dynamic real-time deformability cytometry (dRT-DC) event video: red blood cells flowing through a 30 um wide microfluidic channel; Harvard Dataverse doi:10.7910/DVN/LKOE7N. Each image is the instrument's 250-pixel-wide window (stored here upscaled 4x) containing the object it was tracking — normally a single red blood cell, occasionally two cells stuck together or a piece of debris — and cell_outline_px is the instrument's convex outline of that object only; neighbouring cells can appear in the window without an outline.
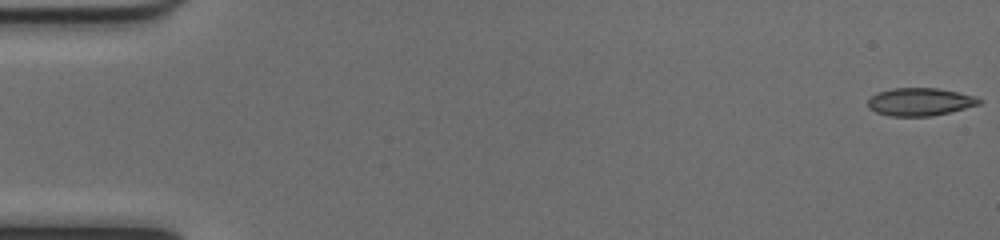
{"species": "common noctule bat (a hibernating species)", "species_latin": "Nyctalus noctula", "temperature_condition": "cold", "stored_images_in_passage": 51, "camera_frame_rate_fps": 3000, "um_per_image_px": 0.085, "animal": {"sex": "female", "body_mass_g": 17.0, "forearm_length_mm": 48.0}, "frame": {"image": 1, "passage_image": 1, "time_ms": 0.0, "image_size_px": [1000, 240], "cell_outline_px": [[984, 100], [980, 104], [932, 116], [888, 116], [876, 112], [868, 108], [868, 100], [876, 92], [892, 88], [940, 88], [976, 96]], "centroid_in_image_um": [78.19, 8.65], "position_along_channel_um": 6.8, "area_um2": 18.15}}
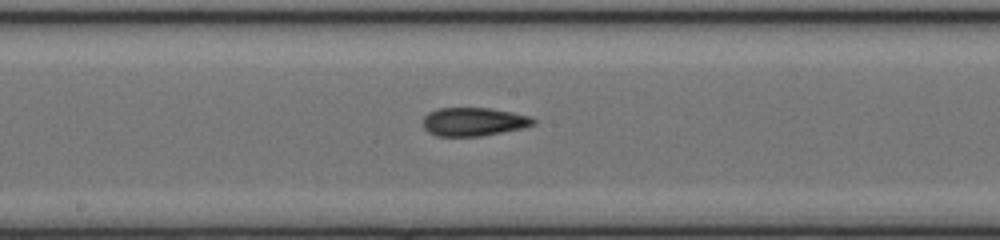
{"frame": {"image": 2, "passage_image": 28, "time_ms": 9.0, "image_size_px": [1000, 240], "cell_outline_px": [[536, 124], [524, 128], [480, 136], [436, 136], [428, 132], [424, 128], [424, 116], [428, 112], [436, 108], [488, 108], [512, 112], [528, 116], [536, 120]], "centroid_in_image_um": [40.25, 10.35], "position_along_channel_um": 207.9, "area_um2": 18.32}}
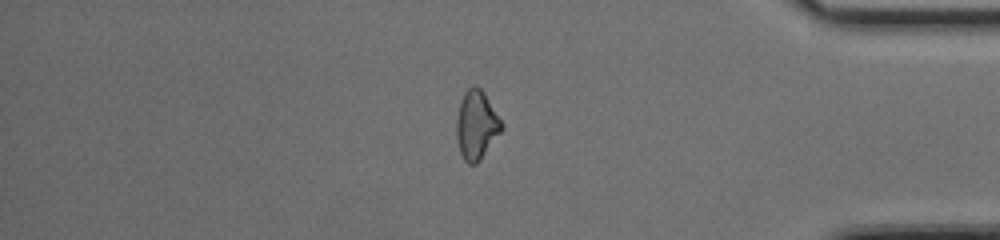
{"frame": {"image": 3, "passage_image": 44, "time_ms": 14.333, "image_size_px": [1000, 240], "cell_outline_px": [[504, 128], [480, 160], [476, 164], [468, 164], [464, 160], [460, 152], [456, 136], [456, 120], [460, 100], [464, 92], [472, 84], [476, 84], [484, 92], [504, 124]], "centroid_in_image_um": [40.5, 10.6], "position_along_channel_um": 394.7, "area_um2": 18.32}, "authors_computed_cell_mechanics": {"area_um2": 18.207, "velocity_mm_per_s": 4.0364, "shape_relaxation_time_tau1_ms": 10.5504, "shape_relaxation_time_tau2_ms": 2.3293, "deformation_change_tau1": 0.2304, "deformation_change_tau2": 0.0871}}